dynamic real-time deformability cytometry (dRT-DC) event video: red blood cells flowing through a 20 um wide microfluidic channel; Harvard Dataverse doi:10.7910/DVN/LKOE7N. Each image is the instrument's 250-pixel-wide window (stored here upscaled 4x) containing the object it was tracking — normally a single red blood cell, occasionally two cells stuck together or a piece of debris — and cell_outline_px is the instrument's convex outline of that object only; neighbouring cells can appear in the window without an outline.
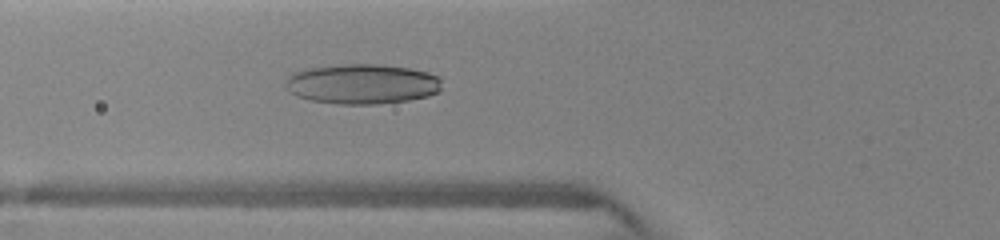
{"species": "human", "species_latin": "Homo sapiens", "temperature_condition": "warm", "stored_images_in_passage": 6, "camera_frame_rate_fps": 3000, "um_per_image_px": 0.085, "donor": {"sex": "female"}, "frame": {"image": 1, "passage_image": 6, "time_ms": 4.333, "image_size_px": [1000, 240], "cell_outline_px": [[440, 92], [428, 96], [408, 100], [376, 104], [340, 104], [312, 100], [296, 96], [288, 88], [288, 76], [292, 72], [308, 68], [344, 64], [376, 64], [408, 68], [428, 72], [436, 76], [440, 80]], "centroid_in_image_um": [30.8, 7.13], "position_along_channel_um": 95.0, "area_um2": 36.13}}